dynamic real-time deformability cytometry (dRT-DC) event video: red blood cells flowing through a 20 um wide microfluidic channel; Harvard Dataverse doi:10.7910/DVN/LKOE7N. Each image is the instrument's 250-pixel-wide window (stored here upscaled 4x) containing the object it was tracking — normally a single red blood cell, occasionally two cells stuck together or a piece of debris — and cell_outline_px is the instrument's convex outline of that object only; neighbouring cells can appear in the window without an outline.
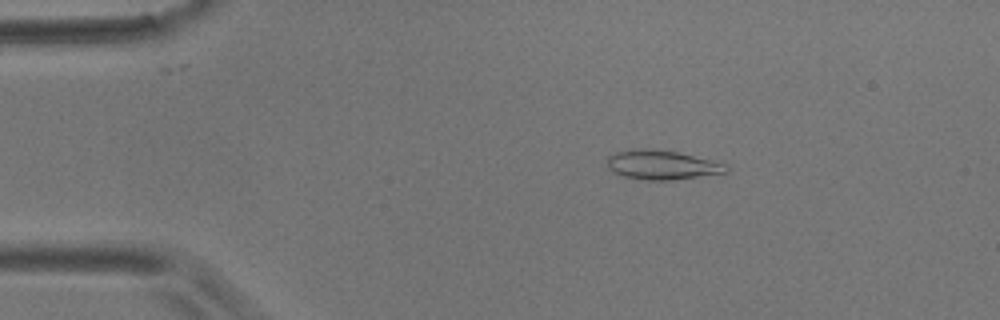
{"species": "common noctule bat (a hibernating species)", "species_latin": "Nyctalus noctula", "temperature_condition": "room temperature", "stored_images_in_passage": 4, "camera_frame_rate_fps": 3000, "um_per_image_px": 0.085, "animal": {"sex": "male", "body_mass_g": 17.9}, "frame": {"image": 1, "passage_image": 2, "time_ms": 1.333, "image_size_px": [1000, 320], "cell_outline_px": [[728, 172], [668, 180], [648, 180], [620, 176], [612, 172], [608, 168], [608, 156], [616, 152], [628, 148], [652, 148], [676, 152], [712, 160], [728, 164]], "centroid_in_image_um": [56.21, 14.0], "position_along_channel_um": 28.8, "area_um2": 20.4}}